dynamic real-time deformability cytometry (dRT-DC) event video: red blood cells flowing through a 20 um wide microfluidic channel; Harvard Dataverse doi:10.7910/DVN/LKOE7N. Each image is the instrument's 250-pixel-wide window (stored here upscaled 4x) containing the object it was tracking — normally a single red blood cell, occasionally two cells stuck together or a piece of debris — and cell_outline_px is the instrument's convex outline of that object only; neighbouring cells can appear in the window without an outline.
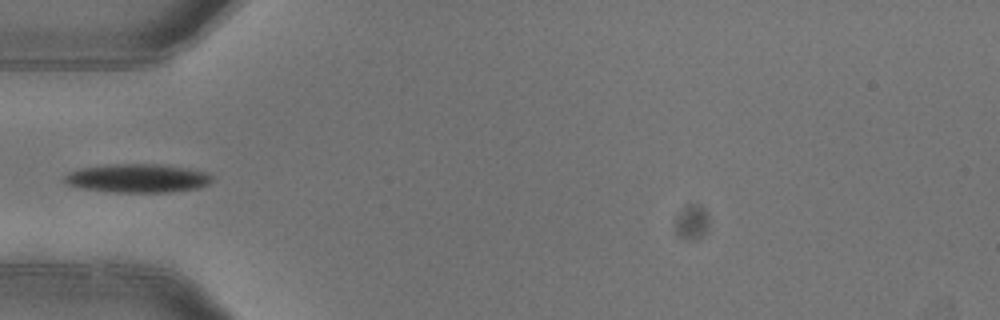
{"species": "common noctule bat (a hibernating species)", "species_latin": "Nyctalus noctula", "temperature_condition": "warm", "stored_images_in_passage": 5, "camera_frame_rate_fps": 3000, "um_per_image_px": 0.085, "animal": {"sex": "female"}, "frame": {"image": 1, "passage_image": 4, "time_ms": 1.0, "image_size_px": [1000, 320], "cell_outline_px": [[212, 180], [208, 184], [200, 188], [168, 192], [112, 192], [80, 188], [68, 184], [64, 180], [64, 176], [80, 168], [112, 164], [160, 164], [184, 168], [204, 172], [212, 176]], "centroid_in_image_um": [11.69, 15.16], "position_along_channel_um": 73.3, "area_um2": 24.39}}